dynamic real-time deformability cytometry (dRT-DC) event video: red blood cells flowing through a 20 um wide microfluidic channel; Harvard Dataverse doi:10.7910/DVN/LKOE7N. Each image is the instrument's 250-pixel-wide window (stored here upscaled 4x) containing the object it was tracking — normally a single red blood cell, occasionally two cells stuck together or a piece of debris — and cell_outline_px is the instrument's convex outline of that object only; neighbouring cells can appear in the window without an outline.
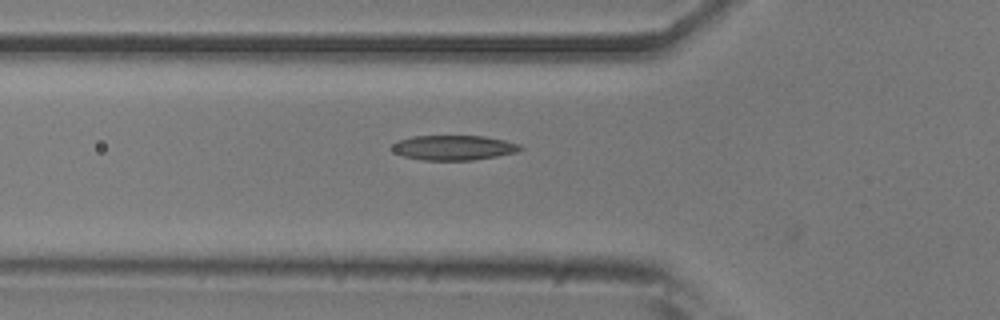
{"species": "common noctule bat (a hibernating species)", "species_latin": "Nyctalus noctula", "temperature_condition": "room temperature", "stored_images_in_passage": 35, "camera_frame_rate_fps": 3000, "um_per_image_px": 0.085, "animal": {"sex": "male", "body_mass_g": 20.5, "forearm_length_mm": 52.5}, "frame": {"image": 1, "passage_image": 2, "time_ms": 0.333, "image_size_px": [1000, 320], "cell_outline_px": [[524, 148], [516, 152], [496, 156], [472, 160], [424, 160], [404, 156], [396, 152], [392, 148], [392, 144], [396, 140], [412, 136], [484, 136], [504, 140], [520, 144]], "centroid_in_image_um": [38.56, 12.54], "position_along_channel_um": 87.2, "area_um2": 18.5}}
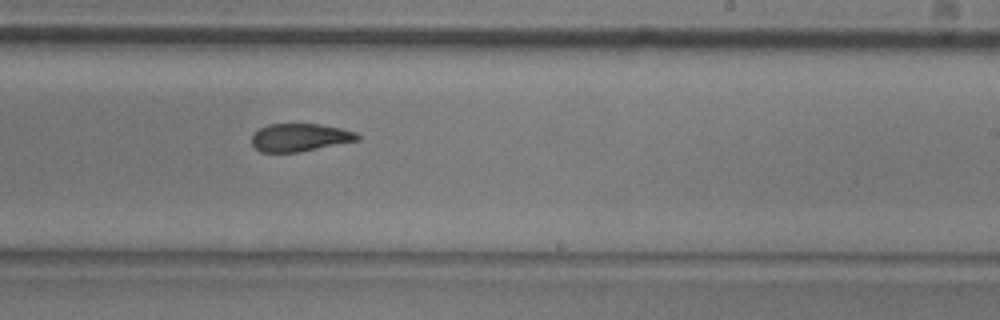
{"frame": {"image": 2, "passage_image": 16, "time_ms": 5.0, "image_size_px": [1000, 320], "cell_outline_px": [[360, 140], [300, 152], [260, 152], [252, 144], [252, 136], [260, 128], [268, 124], [320, 124], [340, 128], [356, 132], [360, 136]], "centroid_in_image_um": [25.51, 11.69], "position_along_channel_um": 263.5, "area_um2": 17.17}}
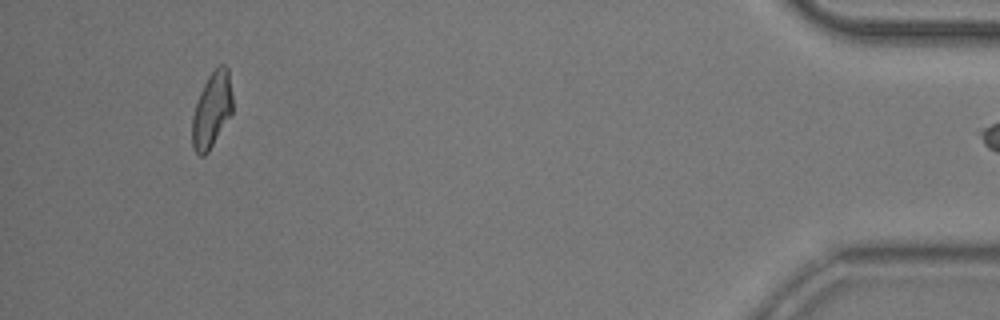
{"frame": {"image": 3, "passage_image": 34, "time_ms": 11.0, "image_size_px": [1000, 320], "cell_outline_px": [[232, 112], [208, 152], [204, 156], [200, 156], [192, 148], [192, 116], [200, 92], [208, 76], [220, 64], [224, 64], [228, 68], [232, 96]], "centroid_in_image_um": [17.99, 9.35], "position_along_channel_um": 417.2, "area_um2": 17.57}}